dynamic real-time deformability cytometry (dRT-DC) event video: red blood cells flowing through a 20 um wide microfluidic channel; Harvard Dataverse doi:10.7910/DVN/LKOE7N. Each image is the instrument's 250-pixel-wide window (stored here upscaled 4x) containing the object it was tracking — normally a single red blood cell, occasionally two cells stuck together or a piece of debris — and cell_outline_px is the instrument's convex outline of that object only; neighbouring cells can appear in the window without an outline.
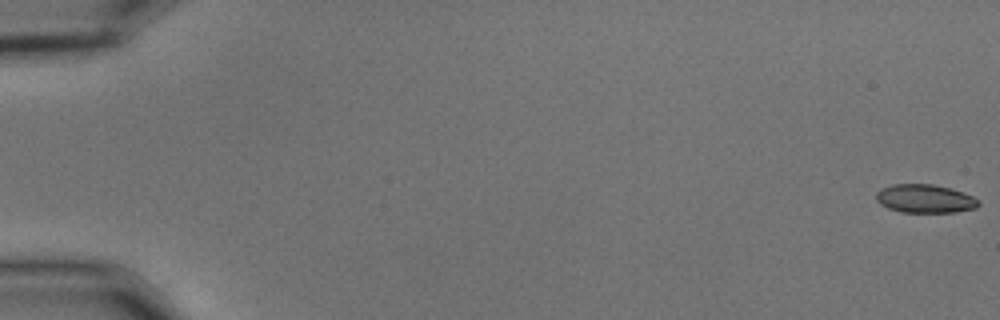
{"species": "common noctule bat (a hibernating species)", "species_latin": "Nyctalus noctula", "temperature_condition": "cold", "stored_images_in_passage": 56, "camera_frame_rate_fps": 3000, "um_per_image_px": 0.085, "animal": {"sex": "male", "body_mass_g": 15.6}, "frame": {"image": 1, "passage_image": 1, "time_ms": 0.0, "image_size_px": [1000, 320], "cell_outline_px": [[980, 204], [976, 208], [956, 212], [900, 212], [888, 208], [880, 204], [876, 200], [876, 192], [880, 188], [892, 184], [932, 184], [964, 192], [980, 200]], "centroid_in_image_um": [78.61, 16.89], "position_along_channel_um": 6.4, "area_um2": 17.11}}
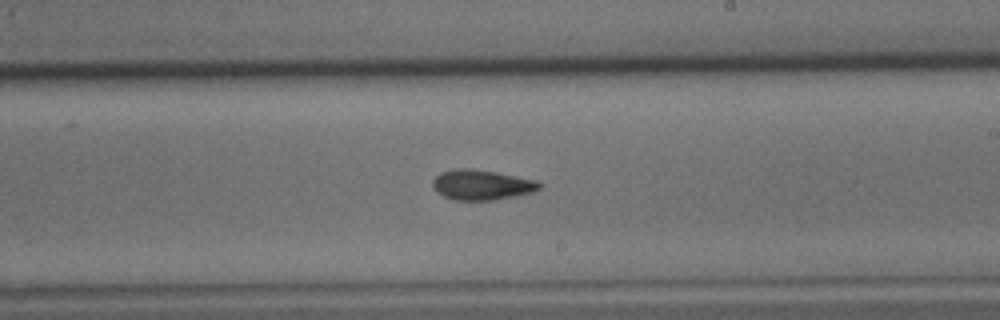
{"frame": {"image": 2, "passage_image": 34, "time_ms": 11.0, "image_size_px": [1000, 320], "cell_outline_px": [[540, 188], [532, 192], [516, 196], [496, 200], [456, 200], [444, 196], [432, 188], [432, 180], [440, 172], [460, 168], [468, 168], [496, 172], [536, 180], [540, 184]], "centroid_in_image_um": [40.92, 15.71], "position_along_channel_um": 248.1, "area_um2": 18.67}}
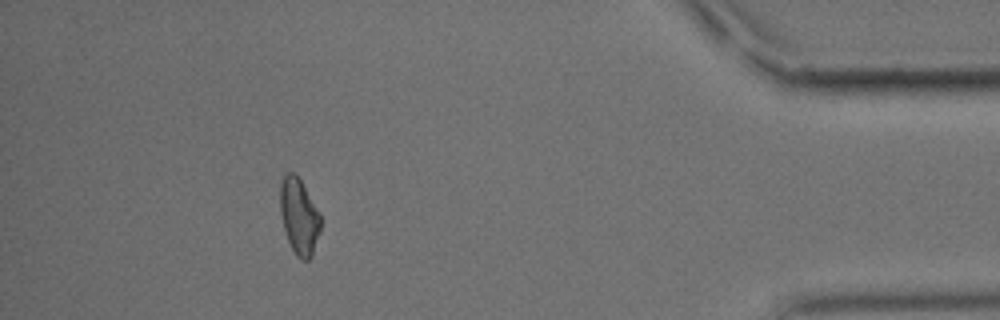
{"frame": {"image": 3, "passage_image": 51, "time_ms": 16.667, "image_size_px": [1000, 320], "cell_outline_px": [[320, 232], [312, 256], [308, 260], [300, 260], [296, 256], [284, 232], [280, 212], [280, 180], [288, 172], [296, 172], [320, 216]], "centroid_in_image_um": [25.4, 18.41], "position_along_channel_um": 409.8, "area_um2": 17.86}, "authors_computed_cell_mechanics": {"area_um2": 17.9469, "velocity_mm_per_s": 3.689, "shape_relaxation_time_tau1_ms": 4.9196, "shape_relaxation_time_tau2_ms": 4.0067, "deformation_change_tau1": 0.1466, "deformation_change_tau2": 0.1056}}